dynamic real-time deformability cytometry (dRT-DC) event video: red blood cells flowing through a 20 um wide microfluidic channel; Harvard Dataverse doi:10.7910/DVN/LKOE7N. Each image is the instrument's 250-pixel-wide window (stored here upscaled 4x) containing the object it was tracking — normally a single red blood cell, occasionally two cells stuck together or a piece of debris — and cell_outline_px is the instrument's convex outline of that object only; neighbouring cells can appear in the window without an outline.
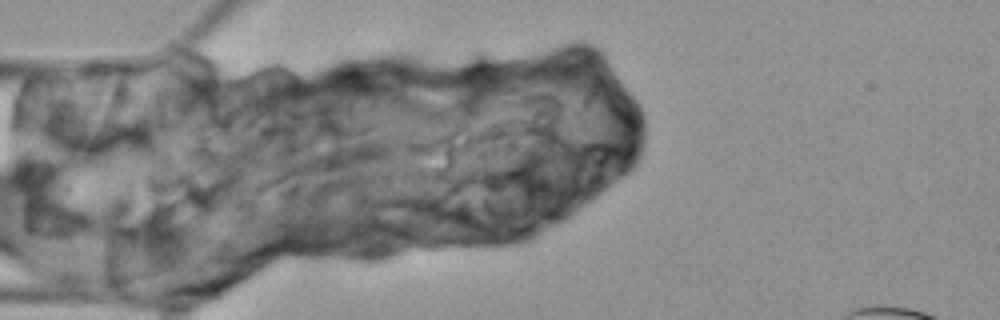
{"species": "Egyptian fruit bat (a non-hibernating species)", "species_latin": "Rousettus aegyptiacus", "temperature_condition": "cold", "stored_images_in_passage": 3, "camera_frame_rate_fps": 3000, "um_per_image_px": 0.085, "animal": {"sex": "female"}, "frame": {"image": 1, "passage_image": 3, "time_ms": 2.0, "image_size_px": [1000, 320], "cell_outline_px": [[508, 244], [504, 248], [424, 248], [412, 244], [380, 232], [372, 224], [368, 216], [372, 196], [436, 196], [468, 204], [476, 208], [508, 240]], "centroid_in_image_um": [36.9, 18.93], "position_along_channel_um": 48.1, "area_um2": 39.82}}